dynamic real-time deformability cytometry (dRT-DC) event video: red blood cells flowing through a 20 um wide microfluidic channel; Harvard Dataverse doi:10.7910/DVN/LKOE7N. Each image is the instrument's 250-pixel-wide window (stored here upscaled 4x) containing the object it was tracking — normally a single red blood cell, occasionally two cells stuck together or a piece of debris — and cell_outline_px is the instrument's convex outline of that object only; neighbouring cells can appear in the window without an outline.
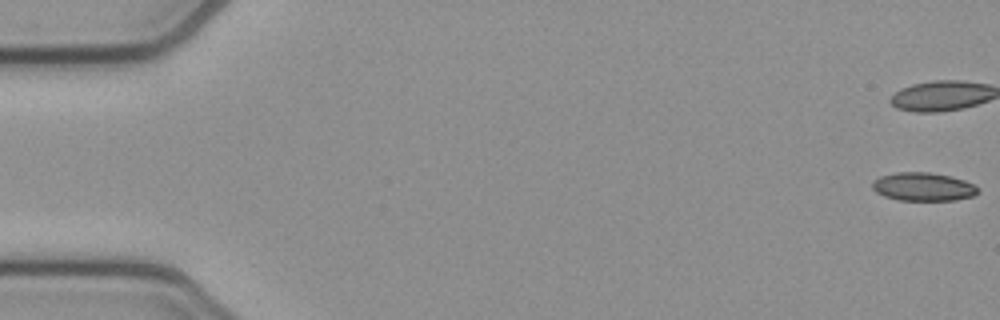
{"species": "common noctule bat (a hibernating species)", "species_latin": "Nyctalus noctula", "temperature_condition": "cold", "stored_images_in_passage": 17, "camera_frame_rate_fps": 3000, "um_per_image_px": 0.085, "animal": {"sex": "female", "body_mass_g": 21.9}, "frame": {"image": 1, "passage_image": 1, "time_ms": 0.0, "image_size_px": [1000, 320], "cell_outline_px": [[980, 192], [972, 196], [956, 200], [896, 200], [884, 196], [876, 192], [872, 188], [872, 180], [880, 176], [896, 172], [928, 172], [952, 176], [964, 180], [980, 188]], "centroid_in_image_um": [78.47, 15.87], "position_along_channel_um": 6.5, "area_um2": 17.63}}